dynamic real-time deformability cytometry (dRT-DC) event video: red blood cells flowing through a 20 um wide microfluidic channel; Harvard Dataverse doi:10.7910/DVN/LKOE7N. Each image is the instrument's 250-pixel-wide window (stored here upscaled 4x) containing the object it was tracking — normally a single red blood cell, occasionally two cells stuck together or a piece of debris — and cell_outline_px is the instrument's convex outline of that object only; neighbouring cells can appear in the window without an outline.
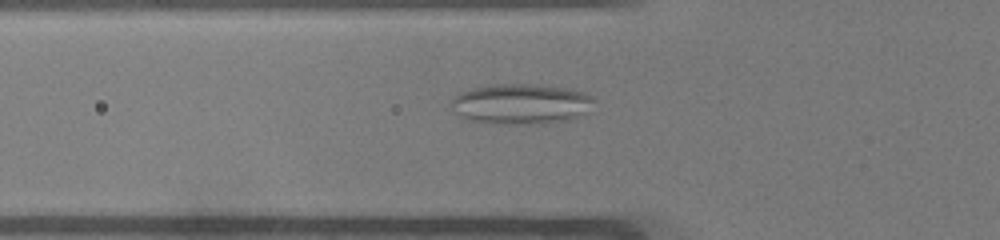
{"species": "common noctule bat (a hibernating species)", "species_latin": "Nyctalus noctula", "temperature_condition": "warm", "stored_images_in_passage": 36, "camera_frame_rate_fps": 3000, "um_per_image_px": 0.085, "animal": {"sex": "male", "body_mass_g": 19.0, "forearm_length_mm": 50.8}, "frame": {"image": 1, "passage_image": 4, "time_ms": 1.0, "image_size_px": [1000, 240], "cell_outline_px": [[596, 100], [576, 116], [568, 120], [544, 124], [492, 124], [464, 120], [456, 116], [452, 104], [452, 100], [460, 92], [472, 88], [496, 84], [536, 84], [568, 88], [584, 92], [592, 96]], "centroid_in_image_um": [44.21, 8.85], "position_along_channel_um": 81.6, "area_um2": 33.76}}
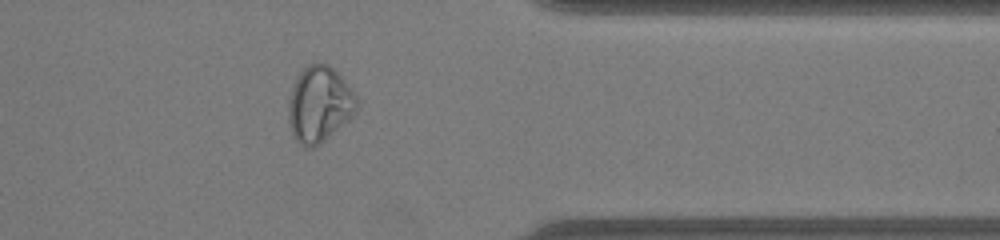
{"frame": {"image": 2, "passage_image": 27, "time_ms": 8.667, "image_size_px": [1000, 240], "cell_outline_px": [[360, 100], [356, 112], [348, 120], [320, 144], [312, 148], [304, 148], [296, 140], [292, 132], [288, 120], [288, 100], [292, 88], [300, 72], [308, 64], [328, 64], [344, 80]], "centroid_in_image_um": [27.15, 8.89], "position_along_channel_um": 384.2, "area_um2": 30.11}}
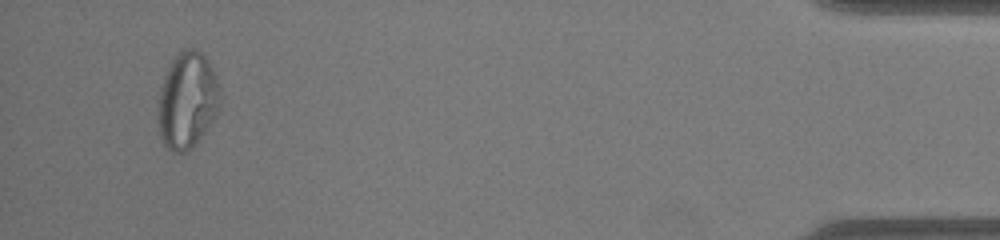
{"frame": {"image": 3, "passage_image": 34, "time_ms": 11.0, "image_size_px": [1000, 240], "cell_outline_px": [[220, 104], [216, 116], [192, 148], [184, 152], [172, 152], [164, 144], [160, 136], [156, 116], [156, 112], [160, 88], [164, 76], [172, 60], [184, 48], [196, 48], [208, 60], [216, 76], [220, 88]], "centroid_in_image_um": [15.9, 8.54], "position_along_channel_um": 419.3, "area_um2": 35.14}, "authors_computed_cell_mechanics": {"area_um2": 26.7903, "velocity_mm_per_s": 4.0799, "shape_relaxation_time_tau1_ms": null, "shape_relaxation_time_tau2_ms": 1.2197, "deformation_change_tau1": null, "deformation_change_tau2": 0.0775}}